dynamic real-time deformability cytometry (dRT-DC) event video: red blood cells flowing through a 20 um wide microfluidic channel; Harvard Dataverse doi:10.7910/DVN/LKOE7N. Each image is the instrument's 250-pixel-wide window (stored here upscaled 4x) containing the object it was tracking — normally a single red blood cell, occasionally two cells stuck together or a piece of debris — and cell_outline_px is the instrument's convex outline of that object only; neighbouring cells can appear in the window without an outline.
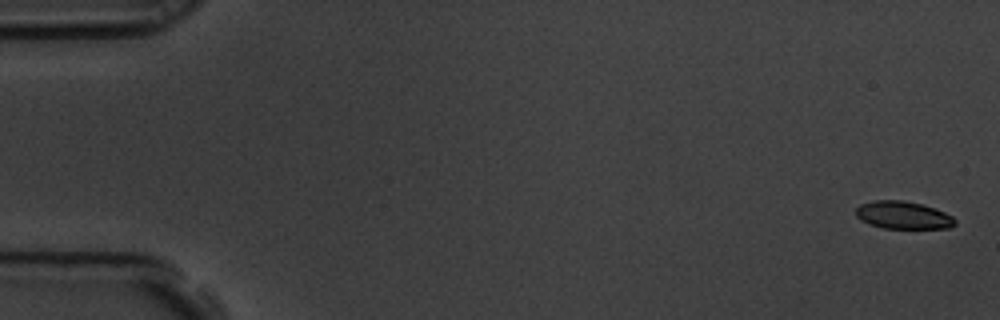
{"species": "common noctule bat (a hibernating species)", "species_latin": "Nyctalus noctula", "temperature_condition": "room temperature", "stored_images_in_passage": 5, "camera_frame_rate_fps": 3000, "um_per_image_px": 0.085, "animal": {"sex": "male", "body_mass_g": 19.5, "forearm_length_mm": 54.6}, "frame": {"image": 1, "passage_image": 1, "time_ms": 0.0, "image_size_px": [1000, 320], "cell_outline_px": [[956, 224], [948, 228], [884, 228], [868, 224], [860, 220], [856, 216], [856, 208], [860, 204], [872, 200], [904, 200], [936, 208], [952, 216], [956, 220]], "centroid_in_image_um": [76.74, 18.28], "position_along_channel_um": 8.3, "area_um2": 16.07}}
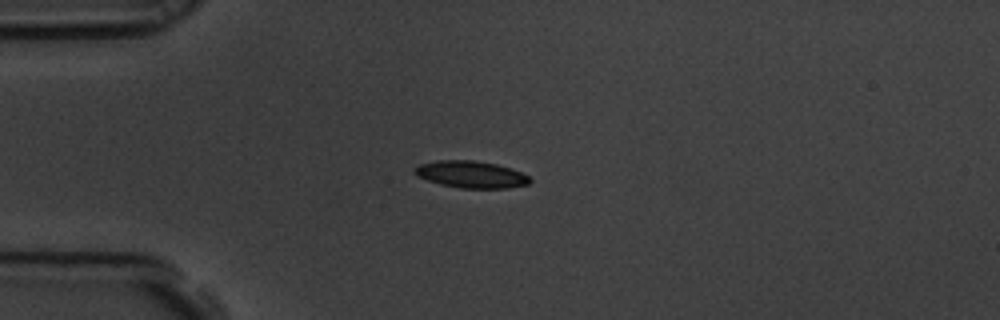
{"frame": {"image": 2, "passage_image": 5, "time_ms": 1.333, "image_size_px": [1000, 320], "cell_outline_px": [[532, 180], [528, 184], [508, 188], [460, 188], [440, 184], [428, 180], [412, 172], [412, 168], [420, 164], [440, 160], [476, 160], [496, 164], [512, 168], [528, 176]], "centroid_in_image_um": [40.04, 14.82], "position_along_channel_um": 45.0, "area_um2": 18.09}}